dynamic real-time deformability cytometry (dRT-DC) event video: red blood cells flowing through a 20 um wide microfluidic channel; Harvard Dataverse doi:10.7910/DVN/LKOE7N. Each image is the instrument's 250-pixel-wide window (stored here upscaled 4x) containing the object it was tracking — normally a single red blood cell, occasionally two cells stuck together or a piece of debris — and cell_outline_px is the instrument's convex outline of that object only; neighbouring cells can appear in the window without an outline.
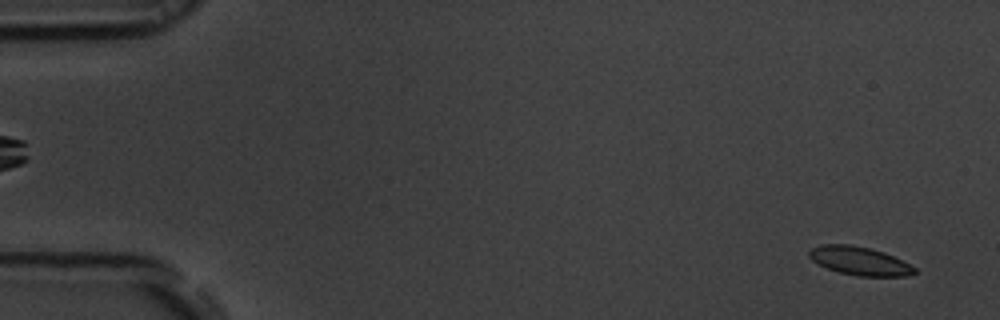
{"species": "common noctule bat (a hibernating species)", "species_latin": "Nyctalus noctula", "temperature_condition": "room temperature", "stored_images_in_passage": 55, "camera_frame_rate_fps": 3000, "um_per_image_px": 0.085, "animal": {"sex": "male", "body_mass_g": 19.5, "forearm_length_mm": 54.6}, "frame": {"image": 1, "passage_image": 3, "time_ms": 0.667, "image_size_px": [1000, 320], "cell_outline_px": [[916, 272], [904, 276], [856, 276], [840, 272], [828, 268], [812, 260], [808, 256], [808, 252], [812, 248], [820, 244], [848, 244], [868, 248], [884, 252], [916, 268]], "centroid_in_image_um": [73.03, 22.17], "position_along_channel_um": 12.0, "area_um2": 17.17}}
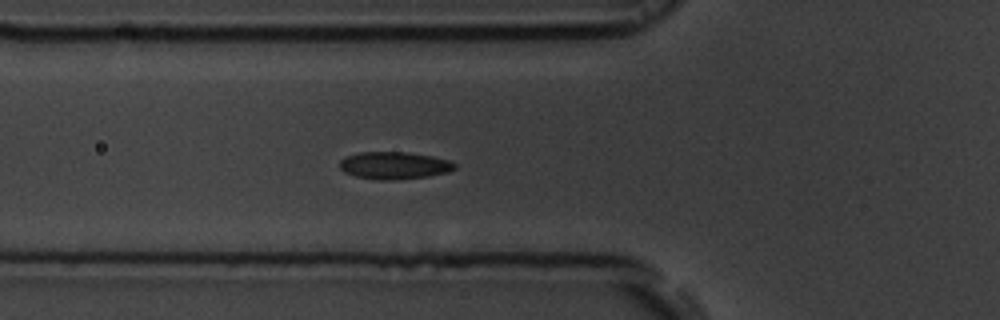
{"frame": {"image": 2, "passage_image": 20, "time_ms": 6.333, "image_size_px": [1000, 320], "cell_outline_px": [[456, 168], [448, 172], [428, 176], [392, 180], [376, 180], [356, 176], [344, 172], [340, 168], [340, 160], [344, 156], [360, 152], [408, 152], [432, 156], [448, 160], [456, 164]], "centroid_in_image_um": [33.49, 14.06], "position_along_channel_um": 92.3, "area_um2": 18.38}}
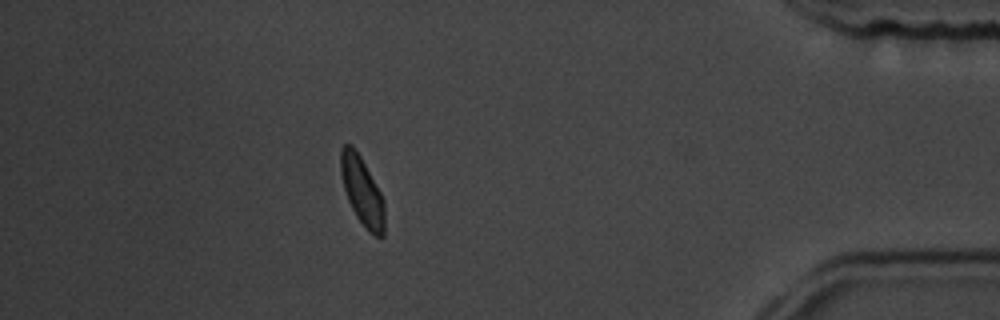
{"frame": {"image": 3, "passage_image": 49, "time_ms": 16.0, "image_size_px": [1000, 320], "cell_outline_px": [[384, 236], [372, 236], [368, 232], [356, 216], [348, 200], [344, 188], [340, 172], [340, 148], [344, 144], [352, 144], [360, 156], [380, 192], [384, 200]], "centroid_in_image_um": [30.77, 16.25], "position_along_channel_um": 404.4, "area_um2": 17.46}, "authors_computed_cell_mechanics": {"area_um2": 17.629, "velocity_mm_per_s": 3.7063, "shape_relaxation_time_tau1_ms": 6.1539, "shape_relaxation_time_tau2_ms": 4.8256, "deformation_change_tau1": 0.1364, "deformation_change_tau2": 0.0767}}